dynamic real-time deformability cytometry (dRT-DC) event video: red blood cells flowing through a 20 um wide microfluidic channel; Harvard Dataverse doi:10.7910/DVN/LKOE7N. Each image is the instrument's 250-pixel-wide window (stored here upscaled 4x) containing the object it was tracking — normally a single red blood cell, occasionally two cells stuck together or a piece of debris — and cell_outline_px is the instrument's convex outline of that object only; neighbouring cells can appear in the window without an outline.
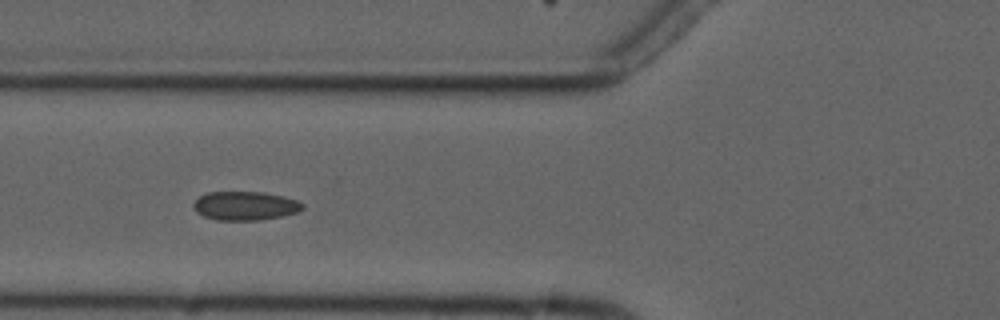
{"species": "common noctule bat (a hibernating species)", "species_latin": "Nyctalus noctula", "temperature_condition": "cold", "stored_images_in_passage": 7, "camera_frame_rate_fps": 3000, "um_per_image_px": 0.085, "animal": {"sex": "male", "forearm_length_mm": 52.5}, "frame": {"image": 1, "passage_image": 6, "time_ms": 6.333, "image_size_px": [1000, 320], "cell_outline_px": [[304, 208], [300, 212], [284, 216], [260, 220], [216, 220], [204, 216], [196, 212], [192, 208], [192, 204], [200, 196], [208, 192], [264, 192], [284, 196], [296, 200], [304, 204]], "centroid_in_image_um": [20.86, 17.5], "position_along_channel_um": 104.9, "area_um2": 18.55}}
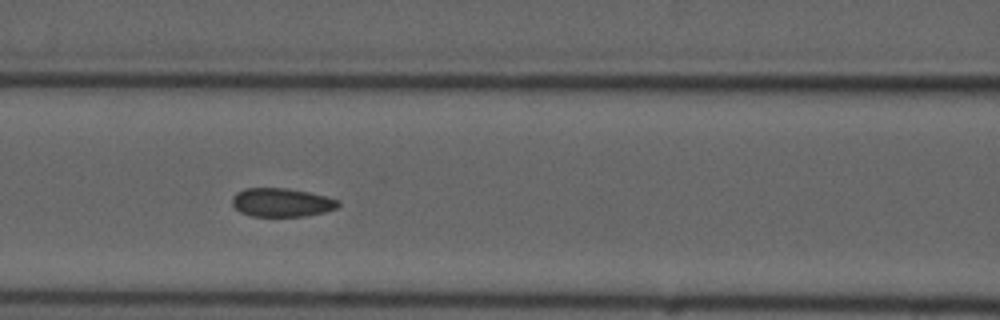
{"frame": {"image": 2, "passage_image": 7, "time_ms": 7.333, "image_size_px": [1000, 320], "cell_outline_px": [[340, 204], [336, 208], [324, 212], [304, 216], [252, 216], [240, 212], [232, 204], [232, 196], [236, 192], [244, 188], [288, 188], [328, 196], [340, 200]], "centroid_in_image_um": [23.94, 17.2], "position_along_channel_um": 142.7, "area_um2": 17.8}}